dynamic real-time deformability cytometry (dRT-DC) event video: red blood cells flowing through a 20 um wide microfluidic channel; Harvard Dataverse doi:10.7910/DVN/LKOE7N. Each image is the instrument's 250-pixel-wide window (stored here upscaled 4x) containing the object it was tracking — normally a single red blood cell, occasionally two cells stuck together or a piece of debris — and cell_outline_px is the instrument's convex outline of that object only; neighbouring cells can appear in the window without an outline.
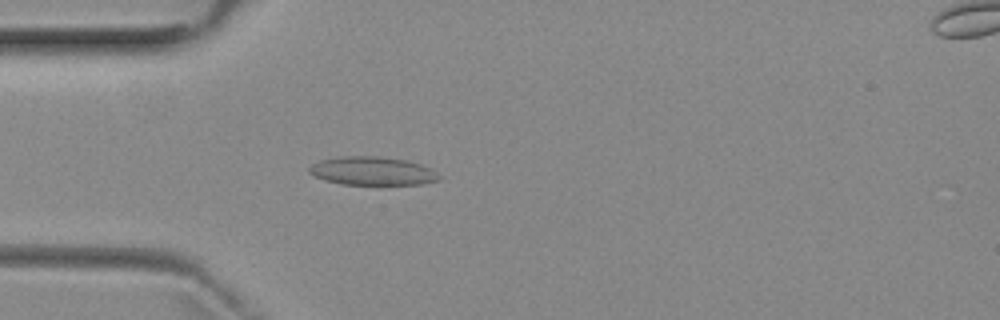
{"species": "common noctule bat (a hibernating species)", "species_latin": "Nyctalus noctula", "temperature_condition": "room temperature", "stored_images_in_passage": 4, "camera_frame_rate_fps": 3000, "um_per_image_px": 0.085, "animal": {"sex": "female", "body_mass_g": 29.2, "forearm_length_mm": 56.3}, "frame": {"image": 1, "passage_image": 3, "time_ms": 2.333, "image_size_px": [1000, 320], "cell_outline_px": [[440, 180], [420, 184], [340, 184], [324, 180], [312, 176], [308, 172], [308, 168], [312, 164], [320, 160], [340, 156], [380, 156], [408, 160], [432, 168], [440, 176]], "centroid_in_image_um": [31.63, 14.52], "position_along_channel_um": 53.4, "area_um2": 21.73}}